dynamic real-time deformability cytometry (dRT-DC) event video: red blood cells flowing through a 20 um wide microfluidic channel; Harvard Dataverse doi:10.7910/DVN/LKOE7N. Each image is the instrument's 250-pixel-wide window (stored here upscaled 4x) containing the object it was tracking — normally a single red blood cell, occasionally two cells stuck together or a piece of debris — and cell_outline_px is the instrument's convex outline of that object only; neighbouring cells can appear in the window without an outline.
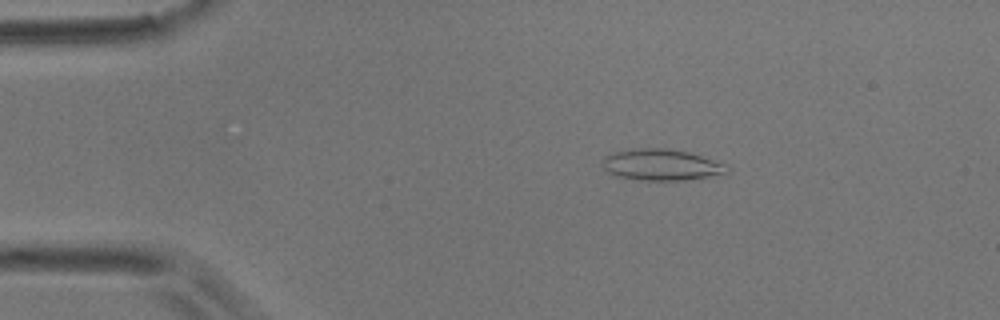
{"species": "common noctule bat (a hibernating species)", "species_latin": "Nyctalus noctula", "temperature_condition": "room temperature", "stored_images_in_passage": 4, "camera_frame_rate_fps": 3000, "um_per_image_px": 0.085, "animal": {"sex": "male", "body_mass_g": 17.9}, "frame": {"image": 1, "passage_image": 2, "time_ms": 0.333, "image_size_px": [1000, 320], "cell_outline_px": [[728, 172], [708, 176], [684, 180], [632, 180], [616, 176], [608, 172], [604, 168], [604, 156], [612, 152], [632, 148], [664, 148], [688, 152], [728, 164]], "centroid_in_image_um": [56.18, 14.0], "position_along_channel_um": 28.8, "area_um2": 22.72}}